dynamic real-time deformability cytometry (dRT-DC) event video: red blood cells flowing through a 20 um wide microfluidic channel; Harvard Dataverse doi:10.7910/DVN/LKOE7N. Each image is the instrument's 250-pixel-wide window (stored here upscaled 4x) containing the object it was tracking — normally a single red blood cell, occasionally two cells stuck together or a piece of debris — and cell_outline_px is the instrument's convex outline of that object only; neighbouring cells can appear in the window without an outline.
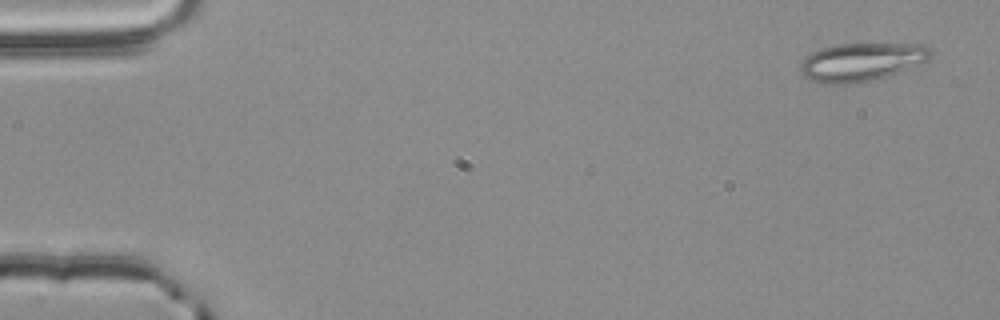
{"species": "common noctule bat (a hibernating species)", "species_latin": "Nyctalus noctula", "temperature_condition": "room temperature", "stored_images_in_passage": 4, "camera_frame_rate_fps": 3000, "um_per_image_px": 0.085, "animal": {"sex": "male", "body_mass_g": 20.4}, "frame": {"image": 1, "passage_image": 1, "time_ms": 0.0, "image_size_px": [1000, 320], "cell_outline_px": [[932, 56], [928, 60], [896, 72], [884, 76], [868, 80], [844, 84], [824, 84], [808, 80], [800, 72], [800, 64], [812, 52], [820, 48], [836, 44], [924, 44], [932, 52]], "centroid_in_image_um": [73.18, 5.25], "position_along_channel_um": 11.8, "area_um2": 28.61}}